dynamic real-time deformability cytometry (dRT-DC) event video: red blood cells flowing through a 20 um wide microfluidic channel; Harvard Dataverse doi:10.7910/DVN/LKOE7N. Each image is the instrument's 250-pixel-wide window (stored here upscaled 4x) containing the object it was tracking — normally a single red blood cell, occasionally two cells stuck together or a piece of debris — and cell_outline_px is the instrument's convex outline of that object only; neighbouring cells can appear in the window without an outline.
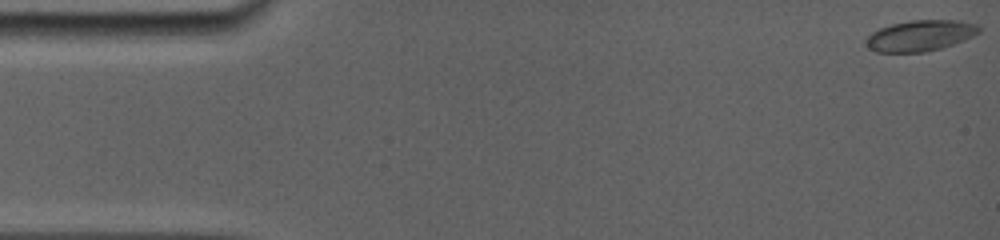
{"species": "common noctule bat (a hibernating species)", "species_latin": "Nyctalus noctula", "temperature_condition": "room temperature", "stored_images_in_passage": 41, "camera_frame_rate_fps": 5000, "um_per_image_px": 0.085, "animal": {"sex": "female", "body_mass_g": 19.0, "forearm_length_mm": 56.7}, "frame": {"image": 1, "passage_image": 1, "time_ms": 0.0, "image_size_px": [1000, 240], "cell_outline_px": [[980, 32], [964, 40], [940, 48], [924, 52], [876, 52], [868, 48], [864, 44], [864, 40], [872, 32], [880, 28], [892, 24], [912, 20], [960, 20], [980, 24]], "centroid_in_image_um": [78.21, 3.02], "position_along_channel_um": 6.8, "area_um2": 20.46}}
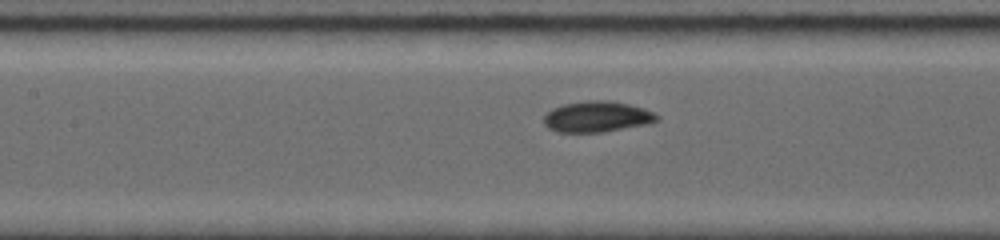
{"frame": {"image": 2, "passage_image": 19, "time_ms": 7.2, "image_size_px": [1000, 240], "cell_outline_px": [[660, 116], [656, 120], [648, 124], [604, 132], [556, 132], [548, 128], [544, 124], [544, 116], [552, 108], [564, 104], [588, 100], [604, 100], [628, 104], [644, 108]], "centroid_in_image_um": [50.73, 9.92], "position_along_channel_um": 156.7, "area_um2": 20.29}}
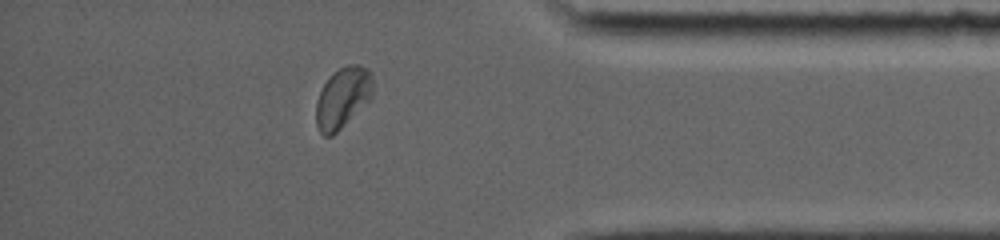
{"frame": {"image": 3, "passage_image": 36, "time_ms": 14.0, "image_size_px": [1000, 240], "cell_outline_px": [[372, 96], [332, 136], [324, 136], [320, 132], [316, 124], [316, 100], [324, 84], [332, 72], [348, 64], [360, 64], [368, 68], [372, 76]], "centroid_in_image_um": [29.11, 8.26], "position_along_channel_um": 406.1, "area_um2": 19.83}, "authors_computed_cell_mechanics": {"area_um2": 19.941, "velocity_mm_per_s": 3.8389, "shape_relaxation_time_tau1_ms": 3.0935, "shape_relaxation_time_tau2_ms": null, "deformation_change_tau1": 0.1048, "deformation_change_tau2": null}}